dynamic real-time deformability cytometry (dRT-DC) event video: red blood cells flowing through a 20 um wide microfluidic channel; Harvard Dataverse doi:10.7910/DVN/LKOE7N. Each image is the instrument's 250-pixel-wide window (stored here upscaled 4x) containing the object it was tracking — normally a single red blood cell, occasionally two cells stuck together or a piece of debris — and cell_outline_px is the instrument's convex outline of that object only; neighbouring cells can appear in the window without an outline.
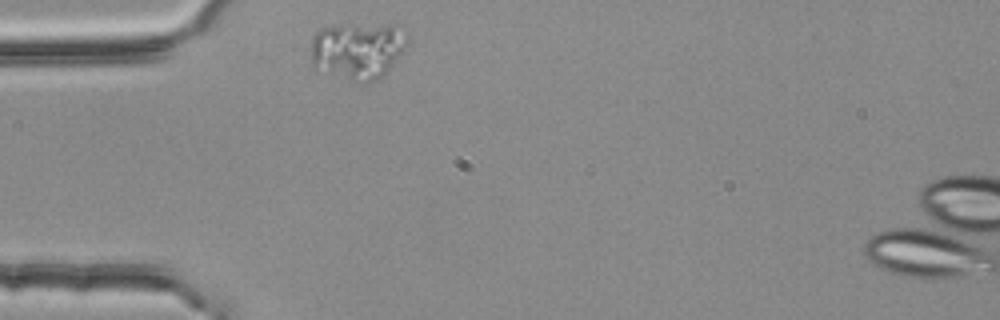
{"species": "common noctule bat (a hibernating species)", "species_latin": "Nyctalus noctula", "temperature_condition": "room temperature", "stored_images_in_passage": 42, "segment_of_instrument_passage": [1, 2], "camera_frame_rate_fps": 3000, "um_per_image_px": 0.085, "animal": {"sex": "female", "body_mass_g": 25.1}, "frame": {"image": 1, "passage_image": 1, "time_ms": 0.0, "image_size_px": [1000, 320], "cell_outline_px": [[408, 44], [388, 72], [384, 76], [376, 80], [352, 80], [312, 68], [312, 36], [320, 28], [340, 24], [396, 24], [408, 36]], "centroid_in_image_um": [30.42, 4.24], "position_along_channel_um": 54.6, "area_um2": 32.37}}
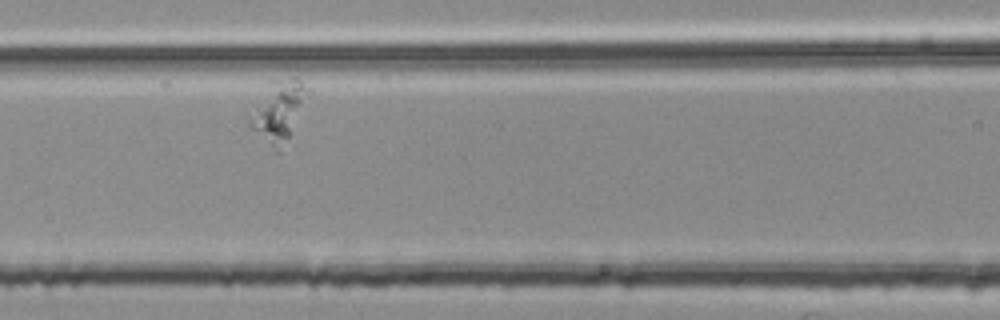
{"frame": {"image": 2, "passage_image": 10, "time_ms": 3.0, "image_size_px": [1000, 320], "cell_outline_px": [[300, 100], [288, 136], [280, 152], [276, 152], [248, 128], [244, 112], [268, 80], [292, 76], [296, 76], [300, 80]], "centroid_in_image_um": [23.33, 9.43], "position_along_channel_um": 143.3, "area_um2": 20.11}}
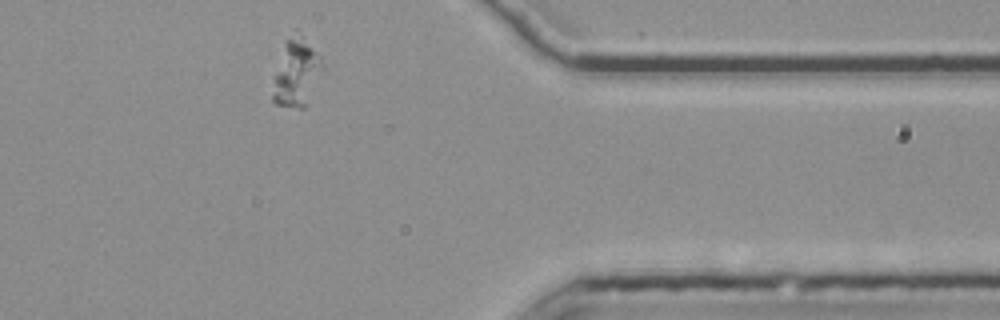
{"frame": {"image": 3, "passage_image": 33, "time_ms": 10.667, "image_size_px": [1000, 320], "cell_outline_px": [[324, 68], [304, 108], [300, 108], [276, 104], [272, 100], [272, 96], [276, 76], [284, 40], [292, 28], [296, 28], [320, 56], [324, 64]], "centroid_in_image_um": [25.22, 6.09], "position_along_channel_um": 386.2, "area_um2": 19.54}}